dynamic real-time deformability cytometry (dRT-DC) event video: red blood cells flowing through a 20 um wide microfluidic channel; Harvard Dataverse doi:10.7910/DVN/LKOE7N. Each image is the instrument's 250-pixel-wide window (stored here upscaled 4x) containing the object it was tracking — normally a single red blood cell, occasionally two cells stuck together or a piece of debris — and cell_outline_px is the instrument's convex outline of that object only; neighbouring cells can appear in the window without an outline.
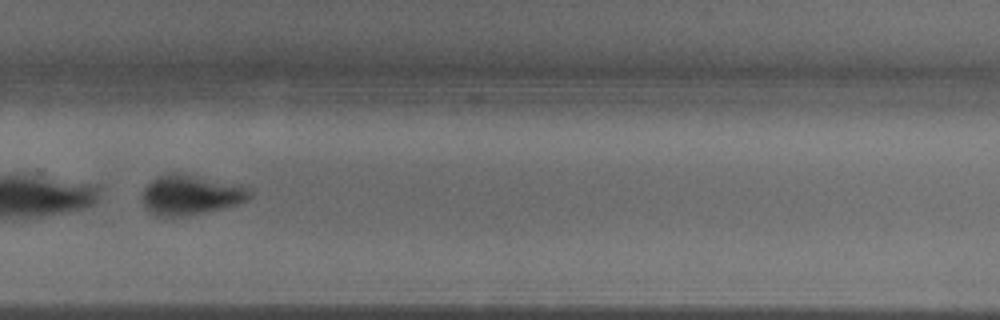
{"species": "common noctule bat (a hibernating species)", "species_latin": "Nyctalus noctula", "temperature_condition": "warm", "stored_images_in_passage": 38, "camera_frame_rate_fps": 3000, "um_per_image_px": 0.085, "animal": {"sex": "male", "body_mass_g": 18.8}, "frame": {"image": 1, "passage_image": 22, "time_ms": 7.0, "image_size_px": [1000, 320], "cell_outline_px": [[252, 196], [248, 200], [224, 208], [184, 216], [156, 216], [148, 212], [144, 204], [144, 188], [152, 180], [160, 176], [184, 176], [240, 184], [248, 188], [252, 192]], "centroid_in_image_um": [16.25, 16.63], "position_along_channel_um": 313.5, "area_um2": 23.93}, "authors_computed_cell_mechanics": {"area_um2": 26.1834, "velocity_mm_per_s": 3.8728, "shape_relaxation_time_tau1_ms": 0.8354, "shape_relaxation_time_tau2_ms": null, "deformation_change_tau1": 0.2809, "deformation_change_tau2": null}}